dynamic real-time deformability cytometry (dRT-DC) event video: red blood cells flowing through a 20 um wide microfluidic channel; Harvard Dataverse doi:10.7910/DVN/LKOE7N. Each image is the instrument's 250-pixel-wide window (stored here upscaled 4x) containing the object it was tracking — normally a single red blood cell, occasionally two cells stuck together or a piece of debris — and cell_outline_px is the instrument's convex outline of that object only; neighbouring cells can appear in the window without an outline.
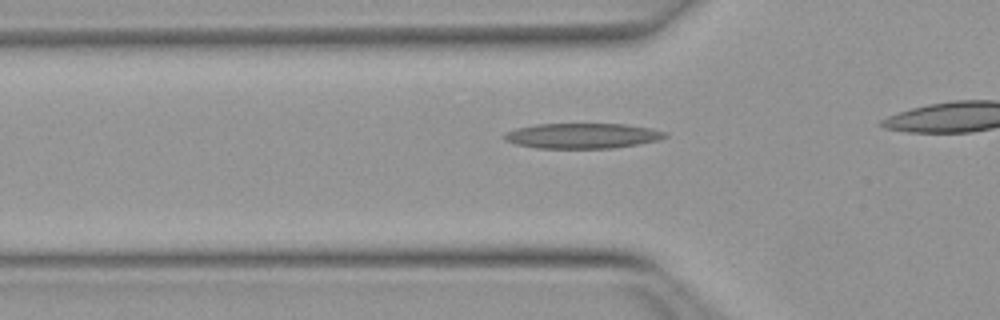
{"species": "Egyptian fruit bat (a non-hibernating species)", "species_latin": "Rousettus aegyptiacus", "temperature_condition": "warm", "stored_images_in_passage": 32, "camera_frame_rate_fps": 3000, "um_per_image_px": 0.085, "animal": {"sex": "female"}, "frame": {"image": 1, "passage_image": 8, "time_ms": 2.333, "image_size_px": [1000, 320], "cell_outline_px": [[668, 136], [660, 140], [612, 148], [536, 148], [516, 144], [504, 140], [500, 136], [504, 132], [516, 128], [536, 124], [624, 124], [648, 128], [664, 132]], "centroid_in_image_um": [49.41, 11.54], "position_along_channel_um": 76.4, "area_um2": 23.64}}
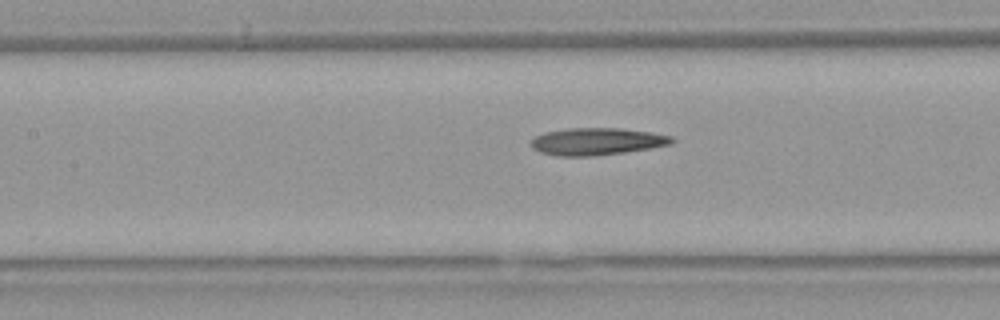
{"frame": {"image": 2, "passage_image": 14, "time_ms": 4.333, "image_size_px": [1000, 320], "cell_outline_px": [[676, 140], [672, 144], [652, 148], [596, 156], [556, 156], [540, 152], [532, 148], [528, 144], [536, 136], [544, 132], [568, 128], [620, 128], [652, 132], [672, 136]], "centroid_in_image_um": [50.74, 12.03], "position_along_channel_um": 156.7, "area_um2": 22.6}}
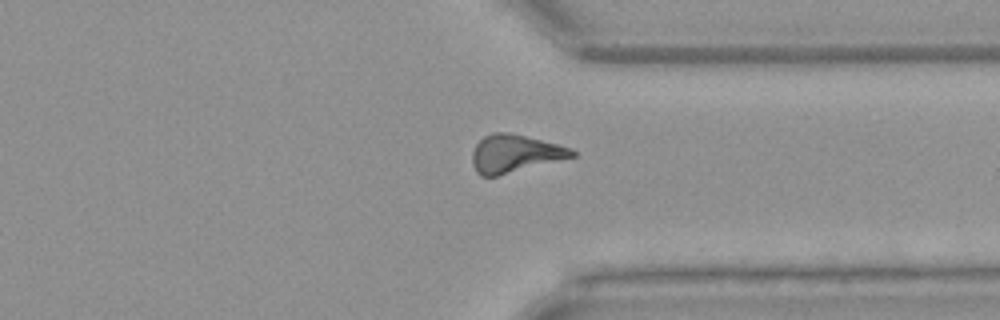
{"frame": {"image": 3, "passage_image": 30, "time_ms": 9.667, "image_size_px": [1000, 320], "cell_outline_px": [[576, 156], [496, 176], [480, 176], [476, 172], [472, 164], [472, 152], [476, 144], [484, 136], [492, 132], [508, 132], [572, 148], [576, 152]], "centroid_in_image_um": [43.72, 13.06], "position_along_channel_um": 367.7, "area_um2": 21.73}}